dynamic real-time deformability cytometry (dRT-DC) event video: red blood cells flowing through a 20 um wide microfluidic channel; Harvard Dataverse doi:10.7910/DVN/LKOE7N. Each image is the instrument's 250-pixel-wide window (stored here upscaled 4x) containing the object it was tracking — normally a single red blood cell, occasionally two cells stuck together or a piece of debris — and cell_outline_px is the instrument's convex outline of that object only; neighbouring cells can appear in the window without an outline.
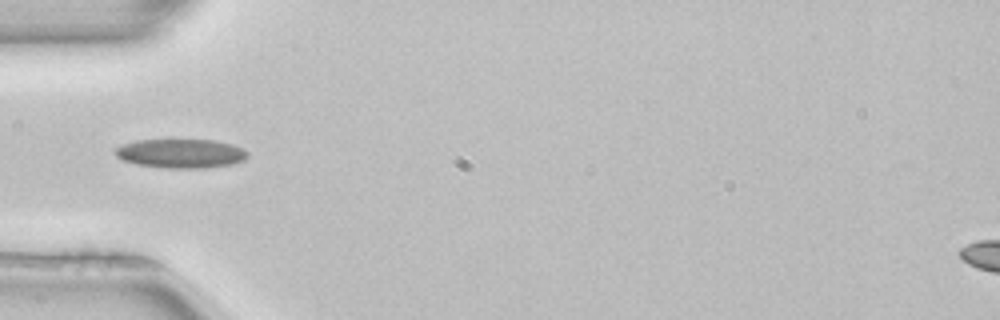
{"species": "common noctule bat (a hibernating species)", "species_latin": "Nyctalus noctula", "temperature_condition": "room temperature", "stored_images_in_passage": 36, "camera_frame_rate_fps": 3000, "um_per_image_px": 0.085, "animal": {"sex": "female", "body_mass_g": 22.7, "forearm_length_mm": 54.2}, "frame": {"image": 1, "passage_image": 1, "time_ms": 0.0, "image_size_px": [1000, 320], "cell_outline_px": [[248, 156], [244, 160], [232, 164], [204, 168], [168, 168], [136, 164], [124, 160], [116, 156], [116, 148], [124, 144], [136, 140], [212, 140], [232, 144], [244, 148], [248, 152]], "centroid_in_image_um": [15.42, 13.04], "position_along_channel_um": 69.6, "area_um2": 22.31}}
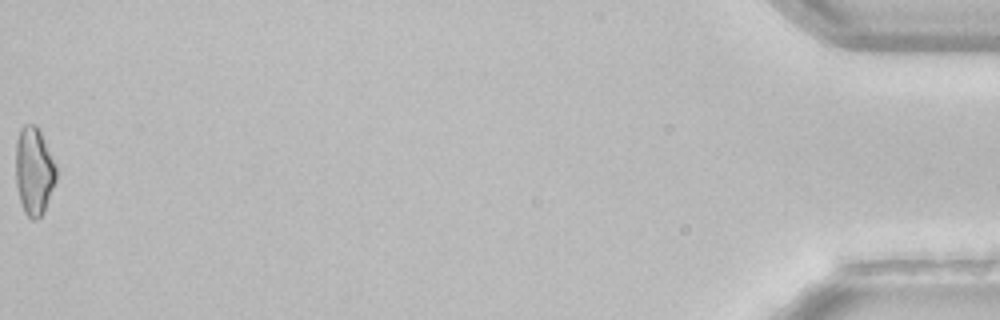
{"frame": {"image": 2, "passage_image": 36, "time_ms": 11.667, "image_size_px": [1000, 320], "cell_outline_px": [[56, 180], [44, 212], [36, 220], [32, 220], [24, 212], [20, 200], [16, 184], [16, 140], [20, 128], [24, 124], [36, 124], [56, 164]], "centroid_in_image_um": [2.88, 14.54], "position_along_channel_um": 432.3, "area_um2": 20.75}, "authors_computed_cell_mechanics": {"area_um2": 20.6635, "velocity_mm_per_s": 3.9997, "shape_relaxation_time_tau1_ms": null, "shape_relaxation_time_tau2_ms": 5.9605, "deformation_change_tau1": null, "deformation_change_tau2": 0.1236}}